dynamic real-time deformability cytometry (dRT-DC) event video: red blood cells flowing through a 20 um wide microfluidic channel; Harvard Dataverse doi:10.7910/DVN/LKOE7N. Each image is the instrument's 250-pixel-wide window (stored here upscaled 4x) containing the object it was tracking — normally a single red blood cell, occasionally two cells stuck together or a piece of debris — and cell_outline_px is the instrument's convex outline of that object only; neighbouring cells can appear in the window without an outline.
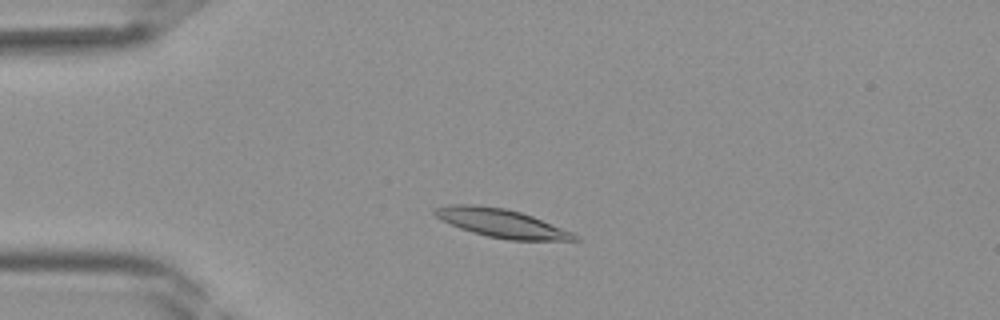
{"species": "Egyptian fruit bat (a non-hibernating species)", "species_latin": "Rousettus aegyptiacus", "temperature_condition": "room temperature", "stored_images_in_passage": 32, "camera_frame_rate_fps": 3000, "um_per_image_px": 0.085, "frame": {"image": 1, "passage_image": 1, "time_ms": 0.0, "image_size_px": [1000, 320], "cell_outline_px": [[580, 240], [508, 240], [488, 236], [472, 232], [460, 228], [436, 216], [432, 212], [436, 208], [452, 204], [472, 204], [504, 208], [520, 212], [532, 216], [572, 232], [580, 236]], "centroid_in_image_um": [42.65, 18.97], "position_along_channel_um": 42.3, "area_um2": 22.83}}
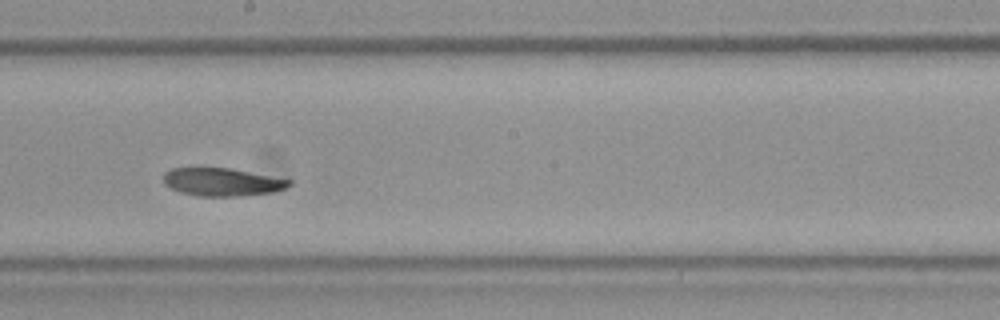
{"frame": {"image": 2, "passage_image": 14, "time_ms": 4.333, "image_size_px": [1000, 320], "cell_outline_px": [[292, 184], [284, 188], [272, 192], [244, 196], [200, 196], [180, 192], [164, 184], [164, 172], [172, 168], [232, 168], [292, 180]], "centroid_in_image_um": [18.89, 15.47], "position_along_channel_um": 229.3, "area_um2": 20.46}}
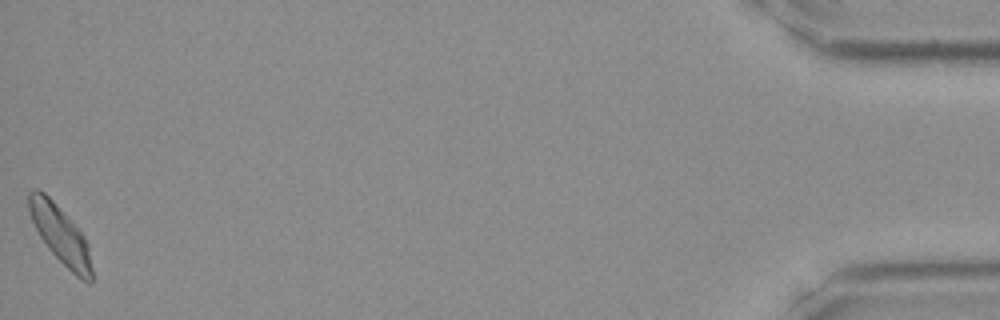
{"frame": {"image": 3, "passage_image": 32, "time_ms": 10.333, "image_size_px": [1000, 320], "cell_outline_px": [[92, 284], [88, 284], [80, 280], [48, 248], [40, 236], [32, 220], [28, 208], [28, 192], [32, 188], [36, 188], [44, 192], [56, 204], [84, 236], [88, 244], [92, 268]], "centroid_in_image_um": [5.14, 19.96], "position_along_channel_um": 430.1, "area_um2": 20.98}}